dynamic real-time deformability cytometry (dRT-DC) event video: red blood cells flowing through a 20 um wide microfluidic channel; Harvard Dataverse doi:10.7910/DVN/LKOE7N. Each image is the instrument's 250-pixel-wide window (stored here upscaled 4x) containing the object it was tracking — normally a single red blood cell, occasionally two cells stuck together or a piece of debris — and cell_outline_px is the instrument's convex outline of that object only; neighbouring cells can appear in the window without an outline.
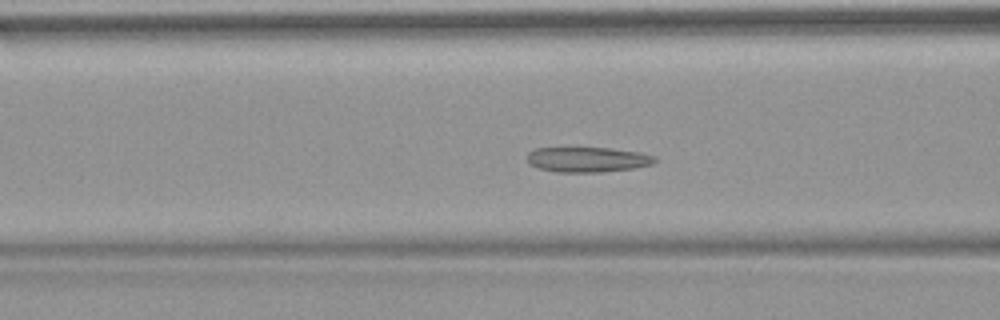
{"species": "common noctule bat (a hibernating species)", "species_latin": "Nyctalus noctula", "temperature_condition": "warm", "stored_images_in_passage": 46, "camera_frame_rate_fps": 3000, "um_per_image_px": 0.085, "animal": {"sex": "female", "body_mass_g": 18.4}, "frame": {"image": 1, "passage_image": 14, "time_ms": 4.333, "image_size_px": [1000, 320], "cell_outline_px": [[656, 160], [652, 164], [636, 168], [600, 172], [556, 172], [540, 168], [528, 164], [528, 152], [536, 148], [608, 148], [640, 152], [656, 156]], "centroid_in_image_um": [49.96, 13.56], "position_along_channel_um": 116.6, "area_um2": 18.67}}
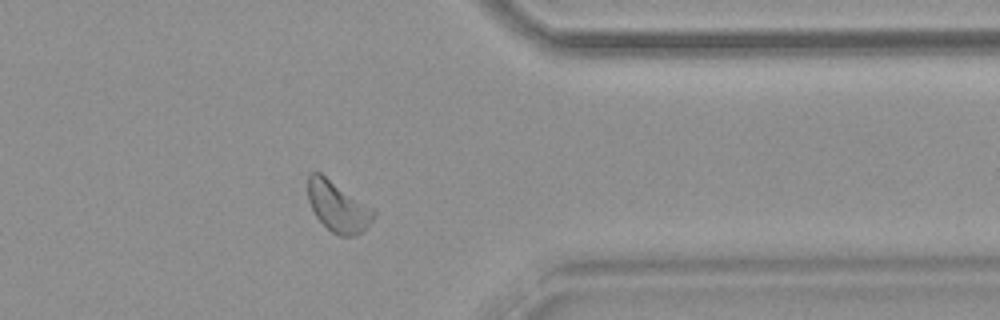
{"frame": {"image": 2, "passage_image": 36, "time_ms": 11.667, "image_size_px": [1000, 320], "cell_outline_px": [[376, 216], [356, 236], [340, 236], [332, 232], [316, 216], [308, 200], [308, 176], [312, 172], [320, 172], [372, 208], [376, 212]], "centroid_in_image_um": [28.71, 17.55], "position_along_channel_um": 382.7, "area_um2": 18.96}}
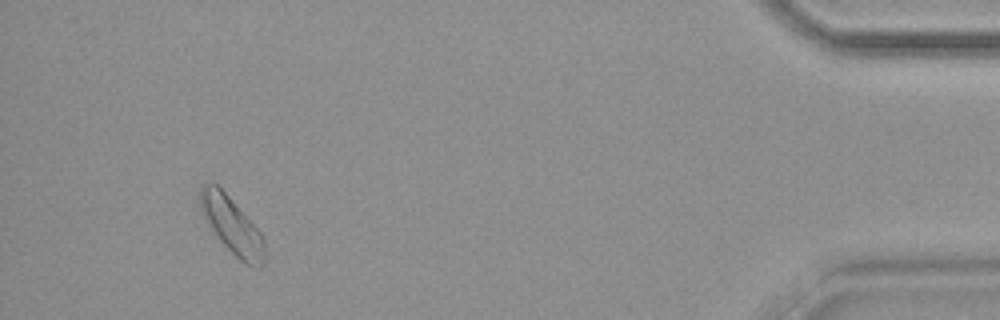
{"frame": {"image": 3, "passage_image": 43, "time_ms": 14.0, "image_size_px": [1000, 320], "cell_outline_px": [[264, 264], [260, 268], [252, 268], [244, 264], [220, 240], [200, 212], [200, 184], [216, 184], [228, 196], [264, 236]], "centroid_in_image_um": [19.73, 19.21], "position_along_channel_um": 415.5, "area_um2": 20.98}, "authors_computed_cell_mechanics": {"area_um2": 19.0162, "velocity_mm_per_s": 3.768, "shape_relaxation_time_tau1_ms": null, "shape_relaxation_time_tau2_ms": 6.243, "deformation_change_tau1": null, "deformation_change_tau2": 0.1367}}